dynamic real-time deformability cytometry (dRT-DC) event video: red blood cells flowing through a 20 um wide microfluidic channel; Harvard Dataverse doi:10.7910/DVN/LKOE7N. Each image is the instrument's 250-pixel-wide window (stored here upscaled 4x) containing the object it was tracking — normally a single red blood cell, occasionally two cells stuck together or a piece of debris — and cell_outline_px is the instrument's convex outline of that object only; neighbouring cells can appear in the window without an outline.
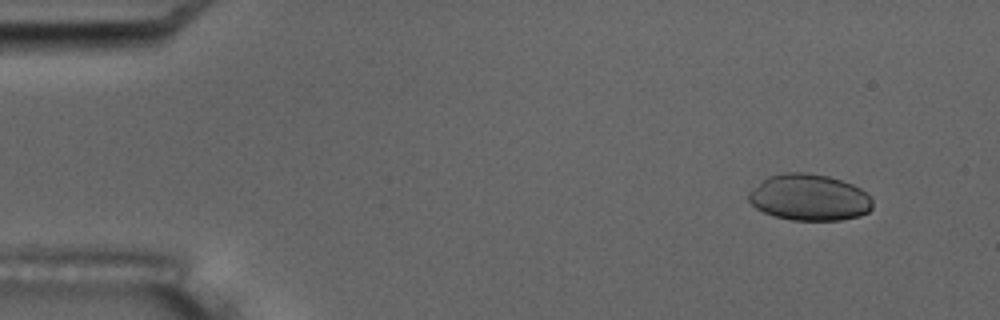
{"species": "common noctule bat (a hibernating species)", "species_latin": "Nyctalus noctula", "temperature_condition": "room temperature", "stored_images_in_passage": 5, "camera_frame_rate_fps": 3000, "um_per_image_px": 0.085, "animal": {"sex": "male", "body_mass_g": 17.5, "forearm_length_mm": 52.3}, "frame": {"image": 1, "passage_image": 2, "time_ms": 1.0, "image_size_px": [1000, 320], "cell_outline_px": [[872, 208], [868, 212], [860, 216], [840, 220], [792, 220], [772, 216], [756, 208], [748, 200], [748, 192], [760, 180], [768, 176], [784, 172], [804, 172], [828, 176], [852, 184], [868, 192], [872, 200]], "centroid_in_image_um": [68.77, 16.78], "position_along_channel_um": 16.2, "area_um2": 33.87}}